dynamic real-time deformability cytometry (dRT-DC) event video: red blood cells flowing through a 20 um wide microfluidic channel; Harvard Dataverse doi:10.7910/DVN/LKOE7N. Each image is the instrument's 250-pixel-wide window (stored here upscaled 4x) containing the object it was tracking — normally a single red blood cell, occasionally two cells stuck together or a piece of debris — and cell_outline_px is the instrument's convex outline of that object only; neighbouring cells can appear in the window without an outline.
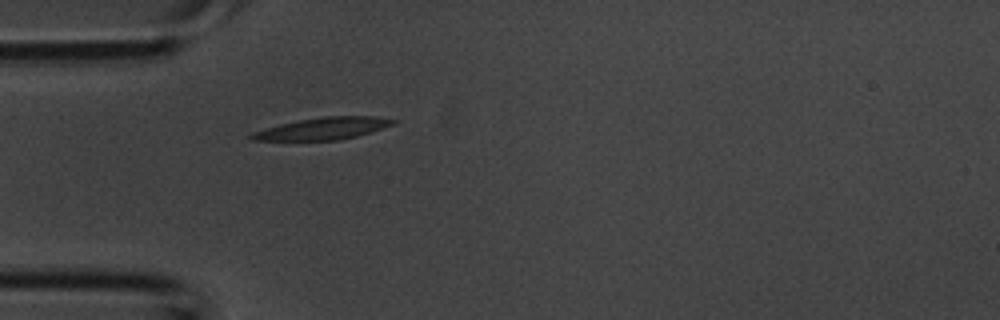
{"species": "common noctule bat (a hibernating species)", "species_latin": "Nyctalus noctula", "temperature_condition": "room temperature", "stored_images_in_passage": 1, "camera_frame_rate_fps": 3000, "um_per_image_px": 0.085, "animal": {"sex": "male", "body_mass_g": 20.1, "forearm_length_mm": 53.5}, "frame": {"image": 1, "passage_image": 1, "time_ms": 0.0, "image_size_px": [1000, 320], "cell_outline_px": [[396, 120], [392, 124], [356, 136], [336, 140], [252, 140], [248, 136], [252, 132], [280, 124], [300, 120], [324, 116], [376, 116]], "centroid_in_image_um": [27.4, 10.92], "position_along_channel_um": 57.6, "area_um2": 17.74}}